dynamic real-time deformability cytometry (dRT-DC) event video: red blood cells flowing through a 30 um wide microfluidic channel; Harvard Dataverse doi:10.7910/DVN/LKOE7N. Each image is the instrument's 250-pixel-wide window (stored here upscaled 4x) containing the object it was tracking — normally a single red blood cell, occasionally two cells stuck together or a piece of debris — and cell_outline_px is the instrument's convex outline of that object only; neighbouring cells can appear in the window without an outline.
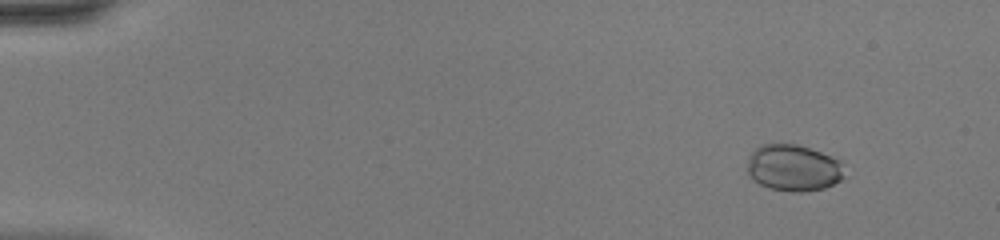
{"species": "common noctule bat (a hibernating species)", "species_latin": "Nyctalus noctula", "temperature_condition": "warm", "stored_images_in_passage": 48, "camera_frame_rate_fps": 3000, "um_per_image_px": 0.085, "animal": {"sex": "female", "body_mass_g": 20.0, "forearm_length_mm": 54.0}, "frame": {"image": 1, "passage_image": 6, "time_ms": 1.667, "image_size_px": [1000, 240], "cell_outline_px": [[844, 176], [840, 180], [824, 188], [804, 192], [792, 192], [772, 188], [760, 184], [752, 180], [748, 176], [748, 156], [760, 144], [796, 144], [820, 152], [840, 160]], "centroid_in_image_um": [67.41, 14.27], "position_along_channel_um": 17.6, "area_um2": 26.24}}
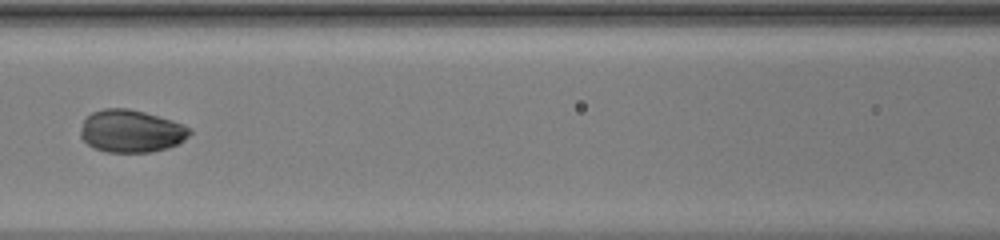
{"frame": {"image": 2, "passage_image": 24, "time_ms": 7.667, "image_size_px": [1000, 240], "cell_outline_px": [[192, 132], [184, 140], [168, 148], [152, 152], [104, 152], [92, 148], [80, 136], [80, 132], [84, 120], [92, 112], [104, 108], [128, 108], [144, 112], [172, 120], [184, 124], [192, 128]], "centroid_in_image_um": [11.16, 11.15], "position_along_channel_um": 155.4, "area_um2": 27.22}}
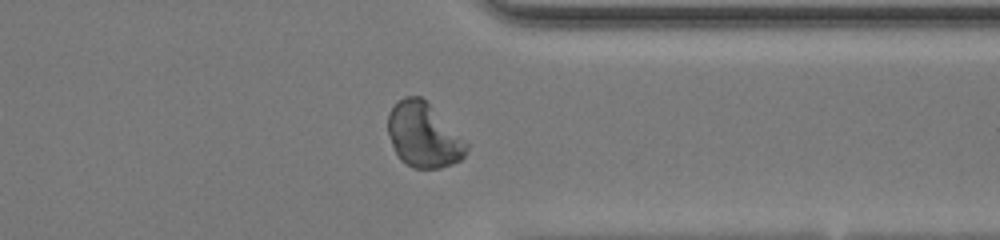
{"frame": {"image": 3, "passage_image": 39, "time_ms": 12.667, "image_size_px": [1000, 240], "cell_outline_px": [[468, 148], [464, 156], [460, 160], [452, 164], [440, 168], [412, 168], [400, 160], [388, 136], [388, 112], [404, 96], [420, 96], [468, 144]], "centroid_in_image_um": [35.97, 11.52], "position_along_channel_um": 375.4, "area_um2": 29.02}, "authors_computed_cell_mechanics": {"area_um2": 27.3683, "velocity_mm_per_s": 4.438, "shape_relaxation_time_tau1_ms": 3.034, "shape_relaxation_time_tau2_ms": null, "deformation_change_tau1": 0.1283, "deformation_change_tau2": null}}